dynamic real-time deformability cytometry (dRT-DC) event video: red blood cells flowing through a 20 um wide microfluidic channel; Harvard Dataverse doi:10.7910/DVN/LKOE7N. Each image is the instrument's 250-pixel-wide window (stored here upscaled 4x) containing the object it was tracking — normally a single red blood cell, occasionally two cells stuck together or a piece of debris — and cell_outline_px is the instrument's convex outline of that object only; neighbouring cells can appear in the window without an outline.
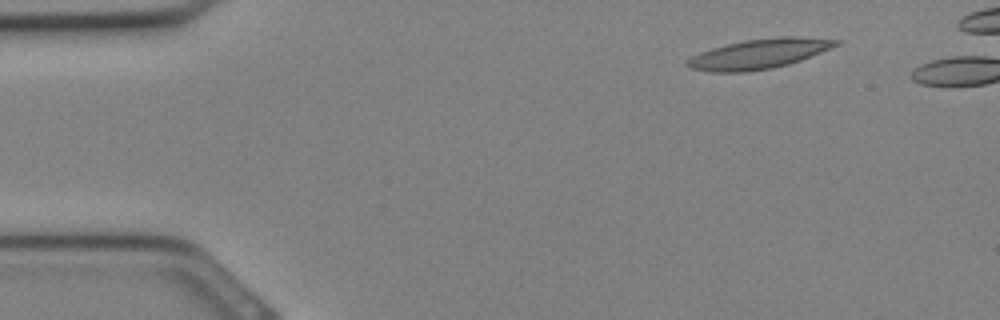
{"species": "Egyptian fruit bat (a non-hibernating species)", "species_latin": "Rousettus aegyptiacus", "temperature_condition": "cold", "stored_images_in_passage": 4, "camera_frame_rate_fps": 3000, "um_per_image_px": 0.085, "animal": {"sex": "female"}, "frame": {"image": 1, "passage_image": 1, "time_ms": 0.0, "image_size_px": [1000, 320], "cell_outline_px": [[844, 40], [840, 44], [800, 60], [788, 64], [772, 68], [744, 72], [712, 72], [692, 68], [684, 64], [692, 56], [700, 52], [712, 48], [744, 40], [780, 36], [800, 36]], "centroid_in_image_um": [64.55, 4.56], "position_along_channel_um": 20.4, "area_um2": 25.72}}